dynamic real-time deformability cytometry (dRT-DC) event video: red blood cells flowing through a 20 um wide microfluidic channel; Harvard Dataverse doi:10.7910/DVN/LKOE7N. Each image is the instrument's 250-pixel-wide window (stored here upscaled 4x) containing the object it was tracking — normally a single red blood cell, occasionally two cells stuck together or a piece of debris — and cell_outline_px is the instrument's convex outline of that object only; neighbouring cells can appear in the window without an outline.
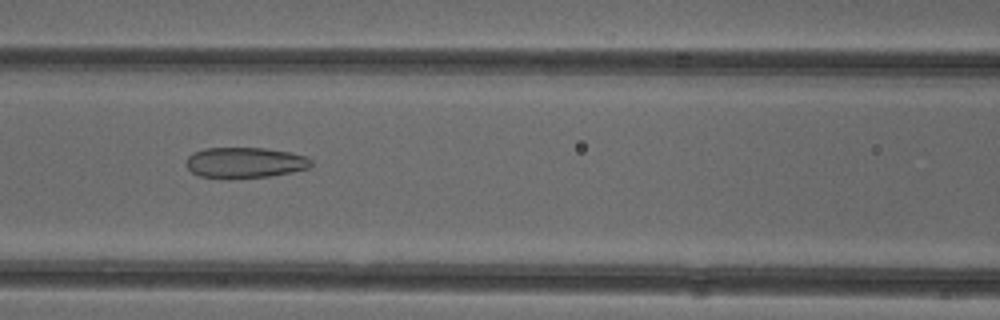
{"species": "common noctule bat (a hibernating species)", "species_latin": "Nyctalus noctula", "temperature_condition": "cold", "stored_images_in_passage": 42, "camera_frame_rate_fps": 3000, "um_per_image_px": 0.085, "animal": {"sex": "female"}, "frame": {"image": 1, "passage_image": 19, "time_ms": 6.0, "image_size_px": [1000, 320], "cell_outline_px": [[312, 164], [308, 168], [292, 172], [268, 176], [200, 176], [192, 172], [184, 164], [188, 156], [192, 152], [204, 148], [264, 148], [288, 152], [308, 156], [312, 160]], "centroid_in_image_um": [20.82, 13.78], "position_along_channel_um": 145.8, "area_um2": 21.79}}
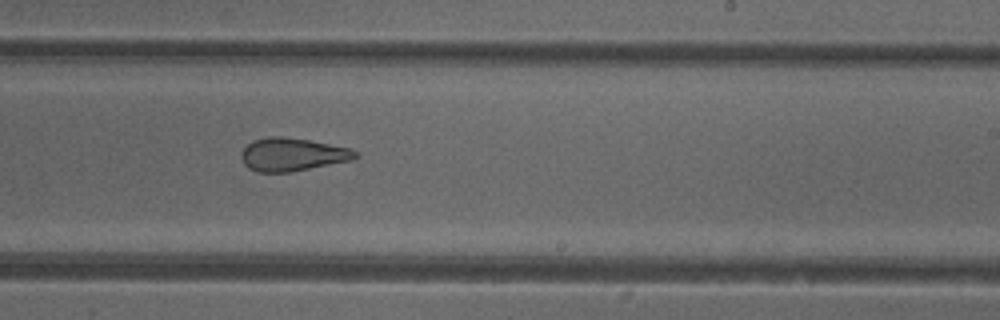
{"frame": {"image": 2, "passage_image": 28, "time_ms": 9.0, "image_size_px": [1000, 320], "cell_outline_px": [[360, 156], [352, 160], [288, 172], [256, 172], [248, 168], [244, 164], [240, 156], [240, 152], [252, 140], [268, 136], [280, 136], [308, 140], [352, 148]], "centroid_in_image_um": [24.83, 13.12], "position_along_channel_um": 264.2, "area_um2": 22.02}}
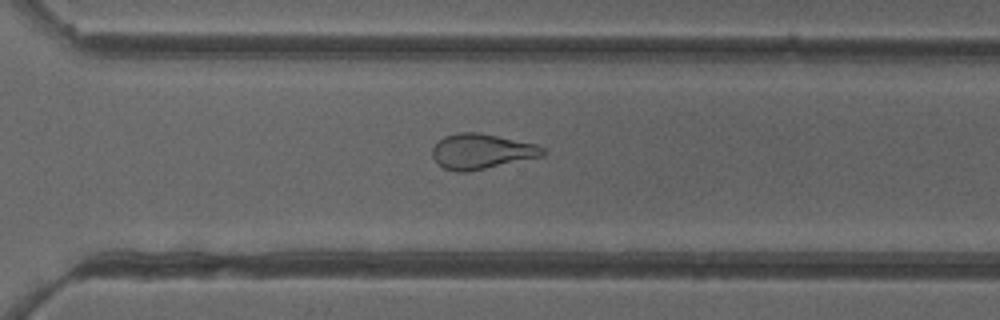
{"frame": {"image": 3, "passage_image": 33, "time_ms": 10.667, "image_size_px": [1000, 320], "cell_outline_px": [[544, 156], [468, 172], [456, 172], [444, 168], [432, 156], [432, 148], [444, 136], [460, 132], [480, 132], [536, 144], [544, 148]], "centroid_in_image_um": [40.94, 12.87], "position_along_channel_um": 329.7, "area_um2": 22.6}}